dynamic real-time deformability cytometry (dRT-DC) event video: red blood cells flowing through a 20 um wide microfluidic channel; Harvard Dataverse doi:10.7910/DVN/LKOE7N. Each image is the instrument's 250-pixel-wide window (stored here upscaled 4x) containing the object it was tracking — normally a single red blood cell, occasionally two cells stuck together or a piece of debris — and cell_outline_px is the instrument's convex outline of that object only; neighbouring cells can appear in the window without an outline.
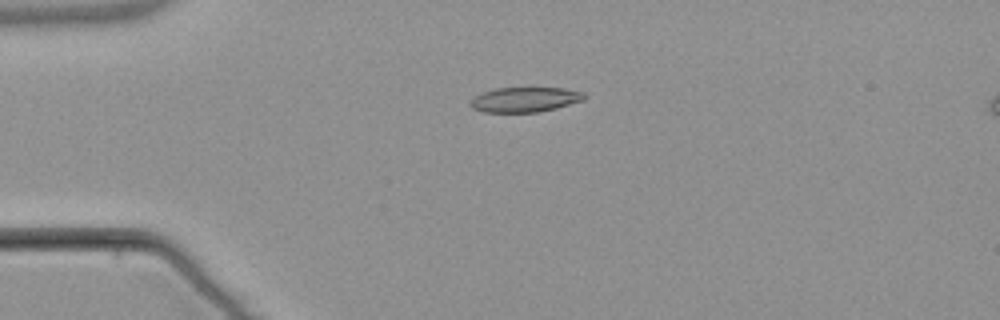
{"species": "common noctule bat (a hibernating species)", "species_latin": "Nyctalus noctula", "temperature_condition": "warm", "stored_images_in_passage": 8, "camera_frame_rate_fps": 3000, "um_per_image_px": 0.085, "animal": {"sex": "male", "body_mass_g": 21.5, "forearm_length_mm": 52.0}, "frame": {"image": 1, "passage_image": 4, "time_ms": 3.667, "image_size_px": [1000, 320], "cell_outline_px": [[588, 96], [584, 100], [556, 108], [540, 112], [484, 112], [472, 108], [468, 104], [468, 100], [484, 92], [496, 88], [564, 88], [584, 92]], "centroid_in_image_um": [44.63, 8.47], "position_along_channel_um": 40.4, "area_um2": 16.65}}
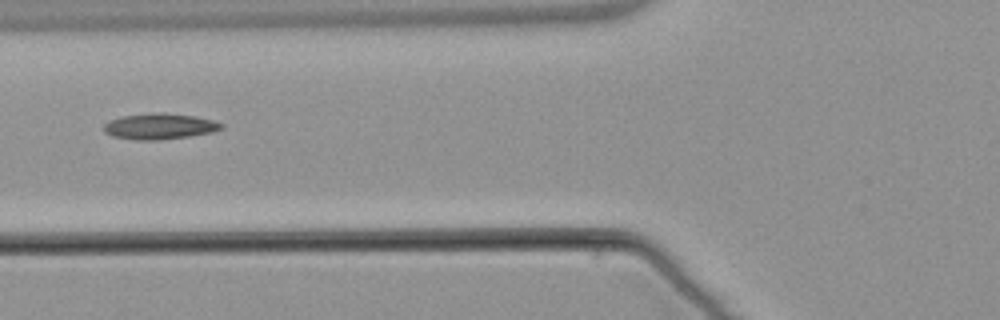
{"frame": {"image": 2, "passage_image": 6, "time_ms": 6.333, "image_size_px": [1000, 320], "cell_outline_px": [[224, 128], [212, 132], [188, 136], [160, 140], [136, 140], [112, 136], [104, 132], [104, 124], [108, 120], [120, 116], [152, 112], [164, 112], [196, 116], [212, 120], [224, 124]], "centroid_in_image_um": [13.54, 10.72], "position_along_channel_um": 112.3, "area_um2": 17.98}}
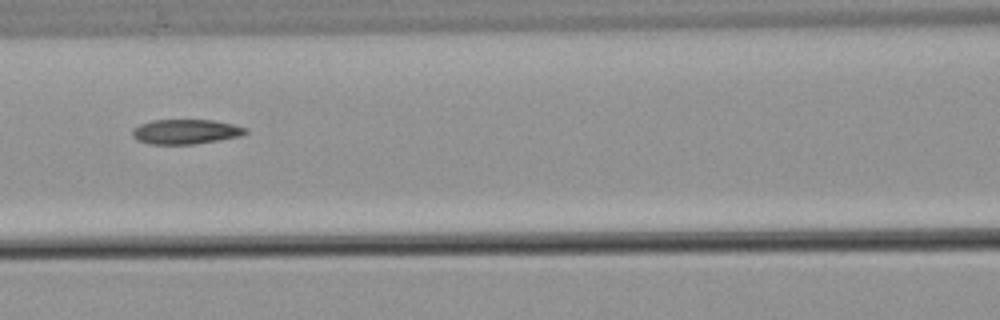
{"frame": {"image": 3, "passage_image": 7, "time_ms": 7.333, "image_size_px": [1000, 320], "cell_outline_px": [[248, 132], [240, 136], [192, 144], [148, 144], [136, 140], [132, 136], [132, 128], [140, 124], [152, 120], [212, 120], [232, 124], [248, 128]], "centroid_in_image_um": [15.74, 11.19], "position_along_channel_um": 150.9, "area_um2": 16.3}}